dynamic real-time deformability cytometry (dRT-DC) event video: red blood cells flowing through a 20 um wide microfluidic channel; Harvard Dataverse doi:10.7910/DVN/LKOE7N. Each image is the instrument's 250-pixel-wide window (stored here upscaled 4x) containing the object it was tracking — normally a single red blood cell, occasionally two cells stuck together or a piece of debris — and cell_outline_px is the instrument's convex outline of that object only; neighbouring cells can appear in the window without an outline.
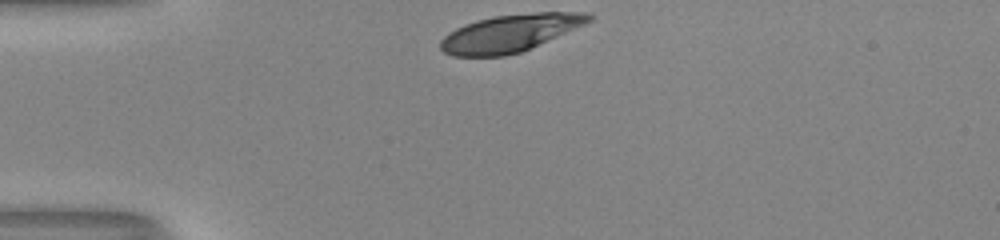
{"species": "human", "species_latin": "Homo sapiens", "temperature_condition": "room temperature", "stored_images_in_passage": 30, "camera_frame_rate_fps": 3000, "um_per_image_px": 0.085, "donor": {"sex": "male"}, "frame": {"image": 1, "passage_image": 1, "time_ms": 0.0, "image_size_px": [1000, 240], "cell_outline_px": [[592, 20], [584, 24], [520, 52], [504, 56], [452, 56], [444, 52], [440, 48], [440, 40], [448, 32], [464, 24], [476, 20], [492, 16], [536, 12], [588, 12], [592, 16]], "centroid_in_image_um": [43.3, 2.81], "position_along_channel_um": 41.7, "area_um2": 32.02}}
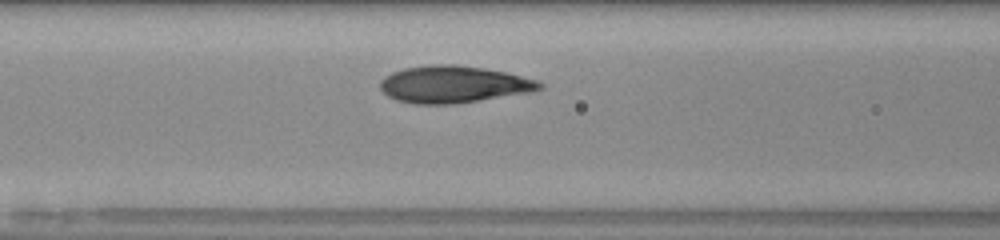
{"frame": {"image": 2, "passage_image": 10, "time_ms": 3.0, "image_size_px": [1000, 240], "cell_outline_px": [[544, 88], [536, 92], [452, 104], [416, 104], [396, 100], [388, 96], [380, 88], [380, 80], [384, 76], [392, 72], [404, 68], [432, 64], [456, 64], [484, 68], [504, 72], [536, 80], [544, 84]], "centroid_in_image_um": [38.57, 7.17], "position_along_channel_um": 128.0, "area_um2": 34.62}}
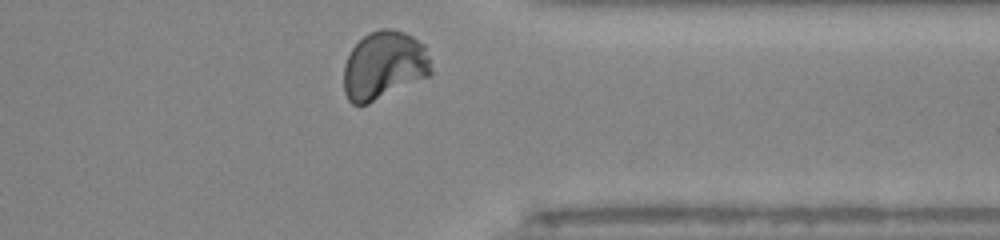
{"frame": {"image": 3, "passage_image": 29, "time_ms": 9.333, "image_size_px": [1000, 240], "cell_outline_px": [[432, 72], [428, 76], [368, 104], [352, 104], [348, 100], [344, 92], [344, 64], [352, 48], [368, 32], [380, 28], [392, 28], [404, 32], [412, 36], [424, 44], [432, 68]], "centroid_in_image_um": [32.63, 5.54], "position_along_channel_um": 378.8, "area_um2": 34.74}, "authors_computed_cell_mechanics": {"area_um2": 33.813, "velocity_mm_per_s": 4.034, "shape_relaxation_time_tau1_ms": 3.998, "shape_relaxation_time_tau2_ms": null, "deformation_change_tau1": 0.1872, "deformation_change_tau2": null}}